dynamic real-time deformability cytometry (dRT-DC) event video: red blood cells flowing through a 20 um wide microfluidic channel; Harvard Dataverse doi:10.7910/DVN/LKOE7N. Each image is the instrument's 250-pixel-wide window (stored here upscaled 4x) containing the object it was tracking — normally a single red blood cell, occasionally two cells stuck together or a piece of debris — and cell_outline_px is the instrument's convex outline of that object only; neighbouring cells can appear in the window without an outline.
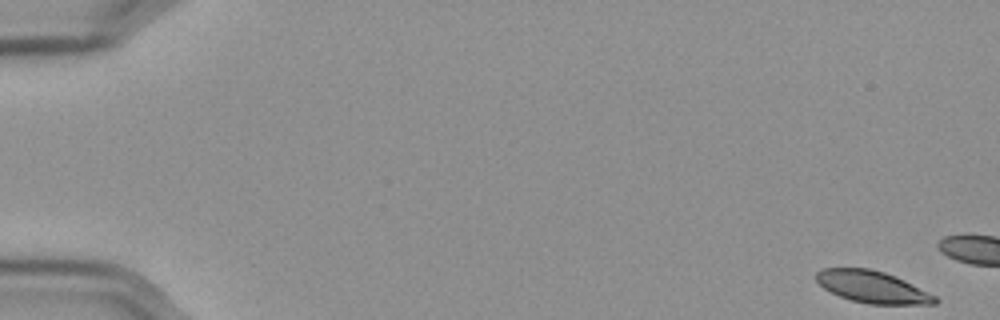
{"species": "Egyptian fruit bat (a non-hibernating species)", "species_latin": "Rousettus aegyptiacus", "temperature_condition": "cold", "stored_images_in_passage": 14, "camera_frame_rate_fps": 3000, "um_per_image_px": 0.085, "frame": {"image": 1, "passage_image": 1, "time_ms": 0.0, "image_size_px": [1000, 320], "cell_outline_px": [[940, 300], [936, 304], [868, 304], [852, 300], [840, 296], [824, 288], [816, 280], [816, 272], [824, 268], [868, 268], [884, 272], [896, 276], [936, 296]], "centroid_in_image_um": [74.17, 24.39], "position_along_channel_um": 10.8, "area_um2": 21.96}}